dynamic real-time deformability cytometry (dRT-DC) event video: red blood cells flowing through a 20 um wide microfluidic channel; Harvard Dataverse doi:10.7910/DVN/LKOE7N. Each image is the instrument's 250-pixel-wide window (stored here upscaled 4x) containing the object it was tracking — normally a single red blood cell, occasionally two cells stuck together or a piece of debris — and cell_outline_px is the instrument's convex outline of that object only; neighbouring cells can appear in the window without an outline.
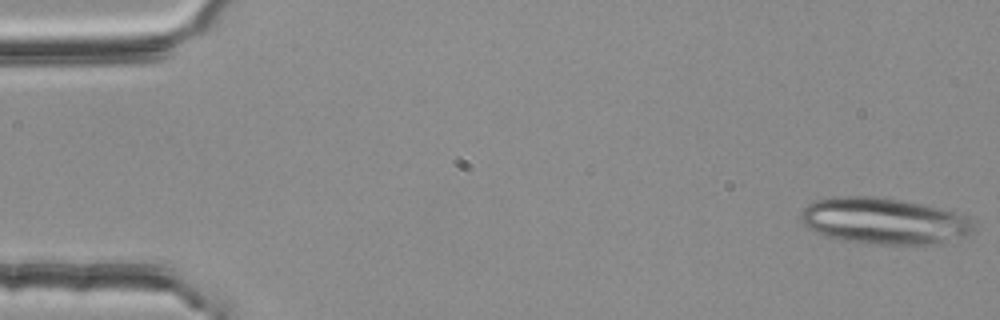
{"species": "common noctule bat (a hibernating species)", "species_latin": "Nyctalus noctula", "temperature_condition": "room temperature", "stored_images_in_passage": 53, "segment_of_instrument_passage": [1, 3], "camera_frame_rate_fps": 3000, "um_per_image_px": 0.085, "animal": {"sex": "female", "body_mass_g": 25.1}, "frame": {"image": 1, "passage_image": 1, "time_ms": 0.0, "image_size_px": [1000, 320], "cell_outline_px": [[976, 224], [972, 232], [964, 236], [936, 244], [868, 244], [824, 236], [808, 228], [804, 224], [800, 216], [800, 212], [808, 204], [816, 200], [832, 196], [876, 196], [900, 200], [940, 208], [956, 212], [968, 216]], "centroid_in_image_um": [75.14, 18.78], "position_along_channel_um": 9.9, "area_um2": 46.82}}